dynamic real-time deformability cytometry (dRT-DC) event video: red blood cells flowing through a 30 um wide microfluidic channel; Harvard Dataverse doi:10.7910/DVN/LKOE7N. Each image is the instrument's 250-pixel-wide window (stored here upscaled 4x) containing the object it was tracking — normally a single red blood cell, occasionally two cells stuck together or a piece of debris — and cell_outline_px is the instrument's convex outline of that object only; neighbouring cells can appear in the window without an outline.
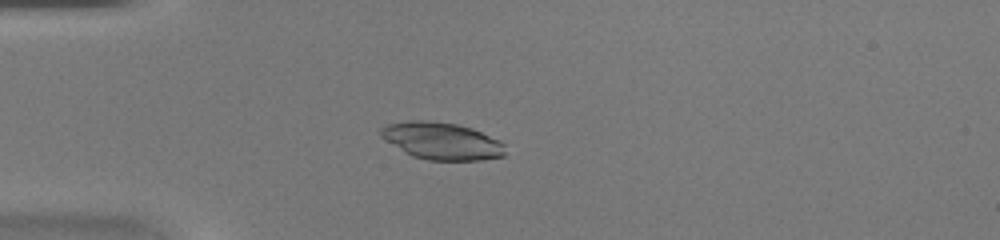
{"species": "common noctule bat (a hibernating species)", "species_latin": "Nyctalus noctula", "temperature_condition": "warm", "stored_images_in_passage": 34, "camera_frame_rate_fps": 3000, "um_per_image_px": 0.085, "animal": {"sex": "female", "body_mass_g": 20.0, "forearm_length_mm": 54.0}, "frame": {"image": 1, "passage_image": 1, "time_ms": 0.0, "image_size_px": [1000, 240], "cell_outline_px": [[504, 156], [480, 160], [428, 160], [412, 156], [404, 152], [380, 136], [380, 128], [388, 124], [412, 120], [428, 120], [456, 124], [472, 128], [504, 144]], "centroid_in_image_um": [37.51, 11.98], "position_along_channel_um": 47.5, "area_um2": 26.65}}
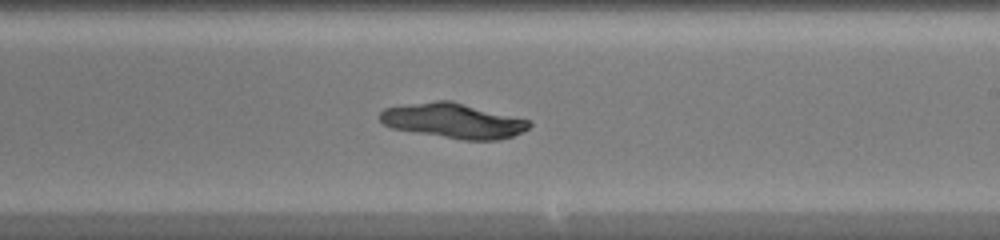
{"frame": {"image": 2, "passage_image": 16, "time_ms": 5.0, "image_size_px": [1000, 240], "cell_outline_px": [[532, 124], [524, 132], [512, 136], [496, 140], [460, 140], [392, 128], [384, 124], [376, 116], [384, 108], [436, 100], [452, 100], [532, 120]], "centroid_in_image_um": [38.57, 10.26], "position_along_channel_um": 250.4, "area_um2": 30.75}}
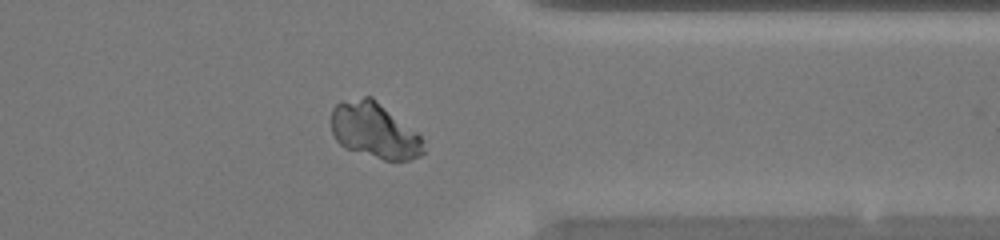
{"frame": {"image": 3, "passage_image": 25, "time_ms": 8.0, "image_size_px": [1000, 240], "cell_outline_px": [[424, 152], [420, 156], [408, 160], [384, 160], [344, 148], [336, 140], [332, 132], [332, 108], [336, 104], [364, 96], [372, 96], [416, 132], [420, 136]], "centroid_in_image_um": [31.81, 11.1], "position_along_channel_um": 379.6, "area_um2": 29.54}}